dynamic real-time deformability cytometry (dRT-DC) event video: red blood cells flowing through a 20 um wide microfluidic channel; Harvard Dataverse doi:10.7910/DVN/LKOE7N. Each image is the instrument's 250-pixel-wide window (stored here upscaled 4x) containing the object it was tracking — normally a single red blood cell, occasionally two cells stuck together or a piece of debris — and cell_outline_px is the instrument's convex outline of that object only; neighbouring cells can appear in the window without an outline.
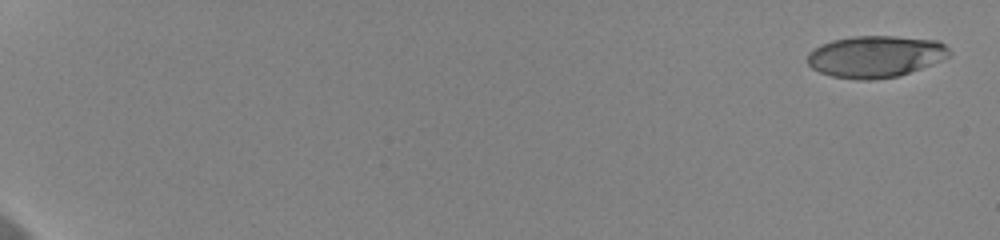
{"species": "human", "species_latin": "Homo sapiens", "temperature_condition": "cold", "stored_images_in_passage": 30, "camera_frame_rate_fps": 3000, "um_per_image_px": 0.085, "donor": {"sex": "female"}, "frame": {"image": 1, "passage_image": 1, "time_ms": 0.0, "image_size_px": [1000, 240], "cell_outline_px": [[952, 52], [948, 56], [940, 60], [920, 68], [896, 76], [872, 80], [856, 80], [832, 76], [820, 72], [812, 68], [808, 64], [808, 52], [820, 44], [832, 40], [852, 36], [896, 36], [936, 40], [944, 44]], "centroid_in_image_um": [74.38, 4.79], "position_along_channel_um": 10.6, "area_um2": 34.39}}
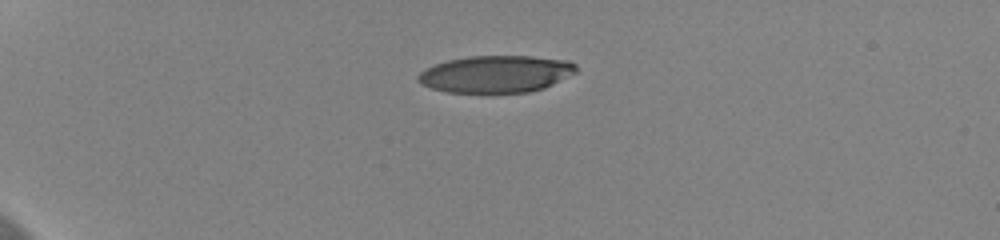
{"frame": {"image": 2, "passage_image": 7, "time_ms": 2.0, "image_size_px": [1000, 240], "cell_outline_px": [[576, 72], [544, 88], [528, 92], [488, 96], [444, 92], [420, 84], [416, 80], [416, 76], [424, 68], [448, 60], [468, 56], [532, 56], [568, 60], [576, 64]], "centroid_in_image_um": [42.09, 6.34], "position_along_channel_um": 42.9, "area_um2": 35.37}}
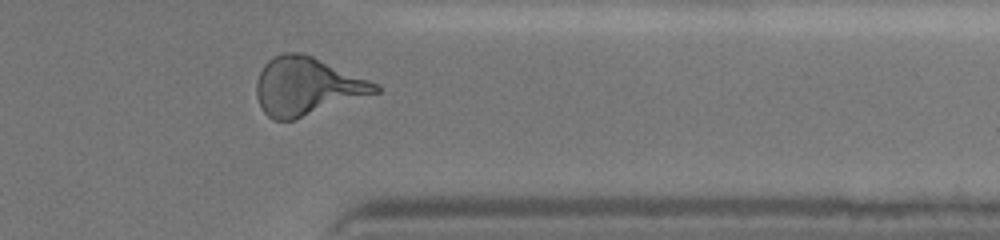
{"frame": {"image": 3, "passage_image": 27, "time_ms": 8.667, "image_size_px": [1000, 240], "cell_outline_px": [[380, 92], [292, 120], [272, 120], [264, 112], [256, 96], [256, 80], [264, 64], [272, 56], [280, 52], [300, 52], [312, 56], [368, 80], [376, 84], [380, 88]], "centroid_in_image_um": [26.03, 7.33], "position_along_channel_um": 385.4, "area_um2": 39.77}}